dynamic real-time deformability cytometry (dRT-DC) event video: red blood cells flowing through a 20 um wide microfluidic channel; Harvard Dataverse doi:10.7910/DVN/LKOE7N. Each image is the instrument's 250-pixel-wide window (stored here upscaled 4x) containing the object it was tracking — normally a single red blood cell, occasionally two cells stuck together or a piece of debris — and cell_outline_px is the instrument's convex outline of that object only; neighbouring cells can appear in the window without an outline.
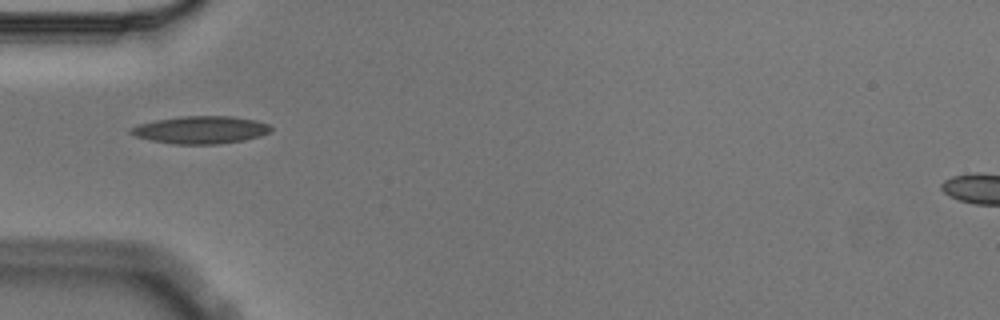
{"species": "Egyptian fruit bat (a non-hibernating species)", "species_latin": "Rousettus aegyptiacus", "temperature_condition": "cold", "stored_images_in_passage": 6, "camera_frame_rate_fps": 3000, "um_per_image_px": 0.085, "animal": {"sex": "male"}, "frame": {"image": 1, "passage_image": 4, "time_ms": 1.0, "image_size_px": [1000, 320], "cell_outline_px": [[272, 132], [260, 136], [244, 140], [216, 144], [176, 144], [152, 140], [136, 136], [128, 132], [128, 128], [140, 124], [156, 120], [180, 116], [232, 116], [256, 120], [268, 124], [272, 128]], "centroid_in_image_um": [17.08, 11.03], "position_along_channel_um": 67.9, "area_um2": 22.48}}
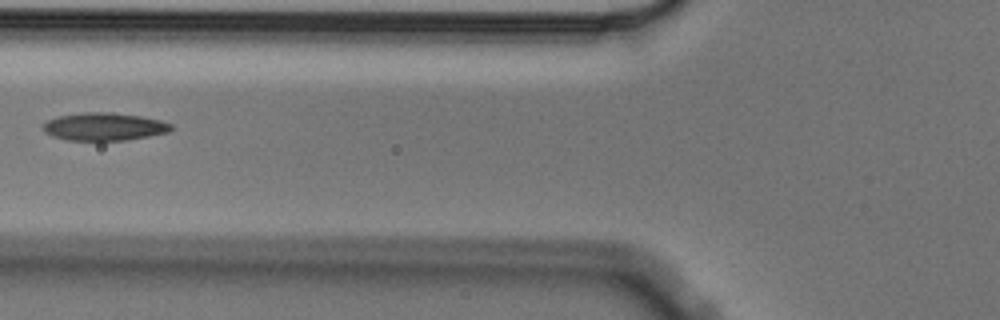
{"frame": {"image": 2, "passage_image": 5, "time_ms": 1.333, "image_size_px": [1000, 320], "cell_outline_px": [[172, 128], [168, 132], [148, 136], [124, 140], [68, 140], [52, 136], [44, 132], [44, 124], [48, 120], [60, 116], [80, 112], [112, 112], [140, 116], [160, 120], [172, 124]], "centroid_in_image_um": [8.85, 10.76], "position_along_channel_um": 116.9, "area_um2": 20.58}}
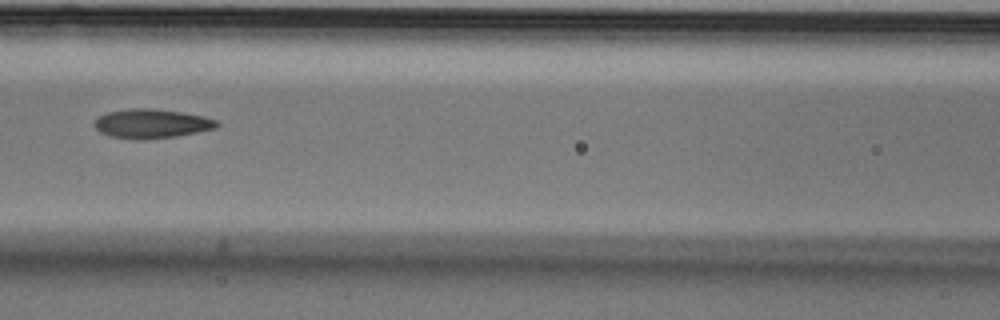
{"frame": {"image": 3, "passage_image": 6, "time_ms": 1.667, "image_size_px": [1000, 320], "cell_outline_px": [[220, 124], [216, 128], [176, 136], [144, 140], [140, 140], [112, 136], [100, 132], [92, 124], [100, 116], [108, 112], [128, 108], [148, 108], [180, 112], [200, 116], [216, 120]], "centroid_in_image_um": [12.86, 10.51], "position_along_channel_um": 153.7, "area_um2": 20.58}}